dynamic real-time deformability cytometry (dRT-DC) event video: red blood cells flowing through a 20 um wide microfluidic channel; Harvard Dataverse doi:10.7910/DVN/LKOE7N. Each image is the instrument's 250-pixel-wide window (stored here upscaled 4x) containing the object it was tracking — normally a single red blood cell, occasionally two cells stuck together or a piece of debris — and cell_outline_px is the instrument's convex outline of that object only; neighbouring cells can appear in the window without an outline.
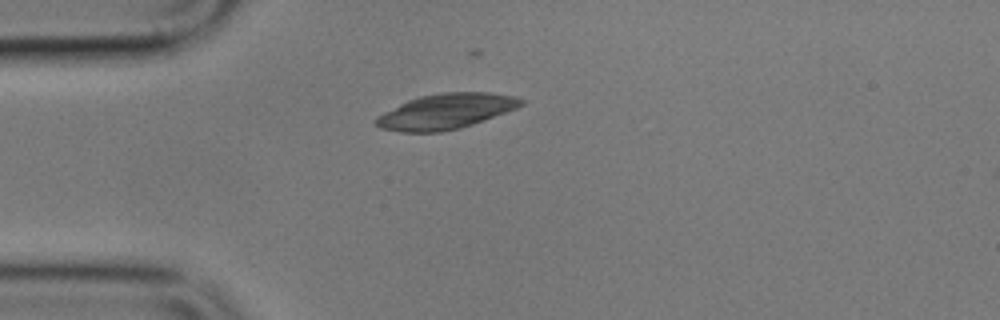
{"species": "common noctule bat (a hibernating species)", "species_latin": "Nyctalus noctula", "temperature_condition": "cold", "stored_images_in_passage": 7, "camera_frame_rate_fps": 3000, "um_per_image_px": 0.085, "animal": {"sex": "male", "body_mass_g": 17.9}, "frame": {"image": 1, "passage_image": 1, "time_ms": 0.0, "image_size_px": [1000, 320], "cell_outline_px": [[524, 104], [516, 108], [484, 120], [460, 128], [440, 132], [400, 132], [380, 128], [372, 120], [376, 116], [408, 100], [420, 96], [440, 92], [488, 92], [516, 96], [524, 100]], "centroid_in_image_um": [37.88, 9.46], "position_along_channel_um": 47.1, "area_um2": 29.82}}
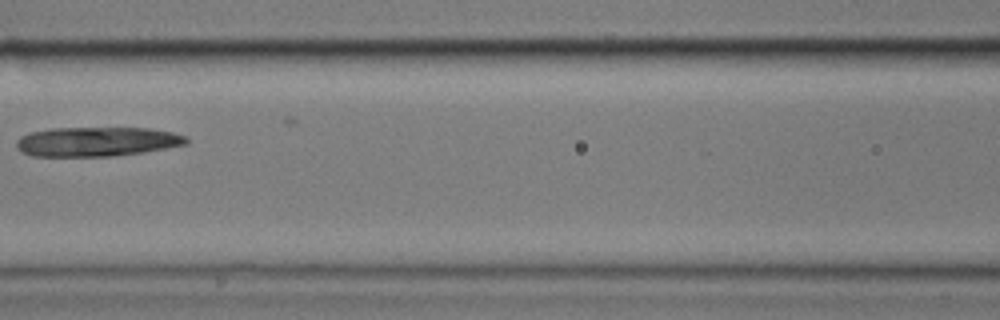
{"frame": {"image": 2, "passage_image": 4, "time_ms": 3.667, "image_size_px": [1000, 320], "cell_outline_px": [[188, 144], [144, 152], [116, 156], [32, 156], [20, 152], [16, 148], [16, 140], [20, 136], [28, 132], [48, 128], [148, 128], [172, 132], [184, 136], [188, 140]], "centroid_in_image_um": [8.17, 12.04], "position_along_channel_um": 158.4, "area_um2": 29.42}}
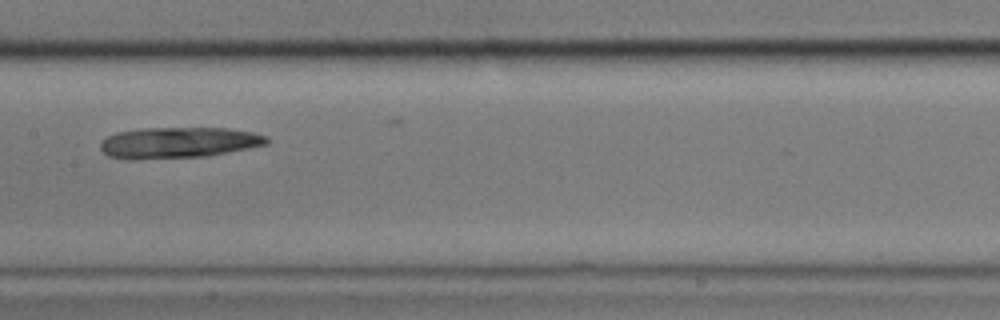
{"frame": {"image": 3, "passage_image": 5, "time_ms": 4.667, "image_size_px": [1000, 320], "cell_outline_px": [[268, 144], [208, 156], [128, 160], [108, 156], [100, 148], [100, 144], [108, 136], [116, 132], [140, 128], [228, 128], [252, 132], [268, 136]], "centroid_in_image_um": [15.16, 12.12], "position_along_channel_um": 192.2, "area_um2": 30.17}}